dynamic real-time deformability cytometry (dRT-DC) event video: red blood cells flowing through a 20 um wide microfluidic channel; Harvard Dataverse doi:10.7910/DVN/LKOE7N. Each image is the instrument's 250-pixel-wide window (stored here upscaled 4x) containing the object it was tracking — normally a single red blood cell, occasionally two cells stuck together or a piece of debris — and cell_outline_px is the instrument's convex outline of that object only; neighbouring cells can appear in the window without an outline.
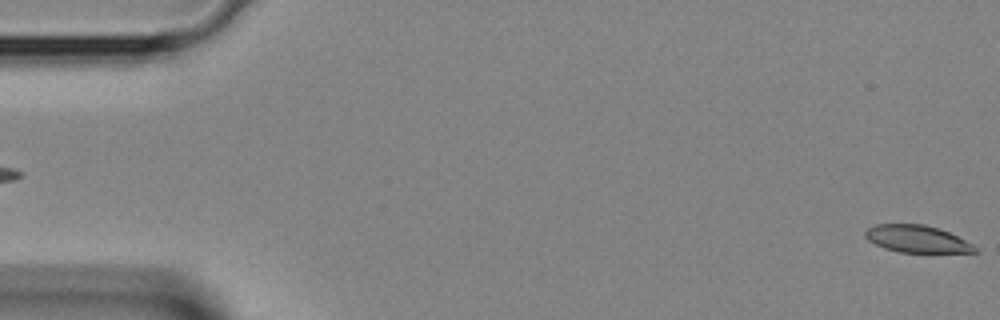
{"species": "Egyptian fruit bat (a non-hibernating species)", "species_latin": "Rousettus aegyptiacus", "temperature_condition": "room temperature", "stored_images_in_passage": 5, "camera_frame_rate_fps": 3000, "um_per_image_px": 0.085, "animal": {"sex": "female"}, "frame": {"image": 1, "passage_image": 1, "time_ms": 0.0, "image_size_px": [1000, 320], "cell_outline_px": [[976, 252], [900, 252], [884, 248], [868, 240], [864, 236], [864, 232], [868, 228], [876, 224], [924, 224], [940, 228], [972, 244], [976, 248]], "centroid_in_image_um": [77.9, 20.3], "position_along_channel_um": 7.1, "area_um2": 17.17}}